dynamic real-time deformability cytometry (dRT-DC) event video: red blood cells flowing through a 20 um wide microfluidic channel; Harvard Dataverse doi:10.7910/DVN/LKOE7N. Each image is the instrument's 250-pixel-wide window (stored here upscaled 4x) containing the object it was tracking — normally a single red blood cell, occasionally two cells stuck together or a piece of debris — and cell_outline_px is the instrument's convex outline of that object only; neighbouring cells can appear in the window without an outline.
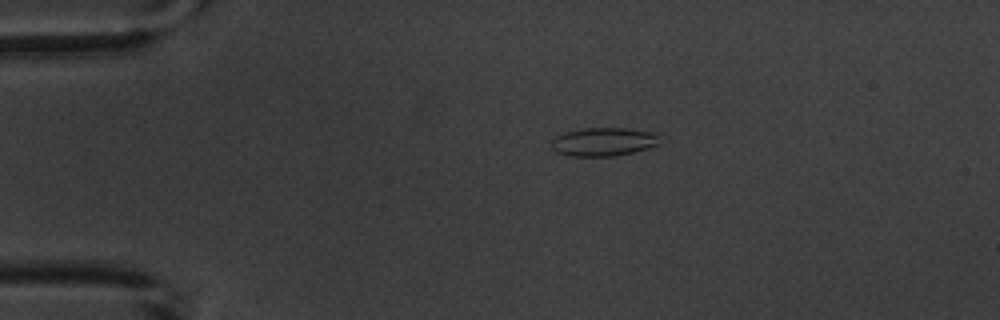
{"species": "common noctule bat (a hibernating species)", "species_latin": "Nyctalus noctula", "temperature_condition": "warm", "stored_images_in_passage": 3, "camera_frame_rate_fps": 3000, "um_per_image_px": 0.085, "animal": {"sex": "male", "body_mass_g": 20.1, "forearm_length_mm": 53.5}, "frame": {"image": 1, "passage_image": 1, "time_ms": 0.0, "image_size_px": [1000, 320], "cell_outline_px": [[660, 144], [648, 148], [632, 152], [612, 156], [572, 156], [556, 152], [552, 148], [552, 140], [556, 136], [564, 132], [584, 128], [628, 128], [648, 132], [656, 136]], "centroid_in_image_um": [51.24, 12.05], "position_along_channel_um": 33.8, "area_um2": 17.69}}
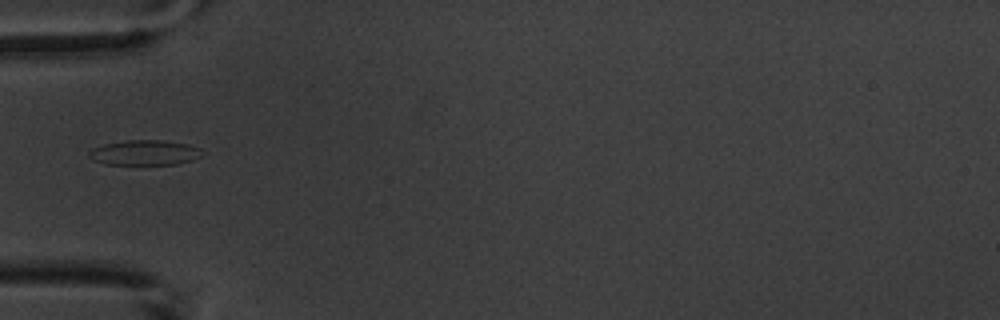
{"frame": {"image": 2, "passage_image": 3, "time_ms": 2.333, "image_size_px": [1000, 320], "cell_outline_px": [[204, 152], [200, 156], [192, 160], [176, 164], [108, 164], [96, 160], [88, 156], [88, 152], [92, 148], [104, 144], [128, 140], [160, 140], [188, 144], [200, 148]], "centroid_in_image_um": [12.32, 12.97], "position_along_channel_um": 72.7, "area_um2": 16.36}}